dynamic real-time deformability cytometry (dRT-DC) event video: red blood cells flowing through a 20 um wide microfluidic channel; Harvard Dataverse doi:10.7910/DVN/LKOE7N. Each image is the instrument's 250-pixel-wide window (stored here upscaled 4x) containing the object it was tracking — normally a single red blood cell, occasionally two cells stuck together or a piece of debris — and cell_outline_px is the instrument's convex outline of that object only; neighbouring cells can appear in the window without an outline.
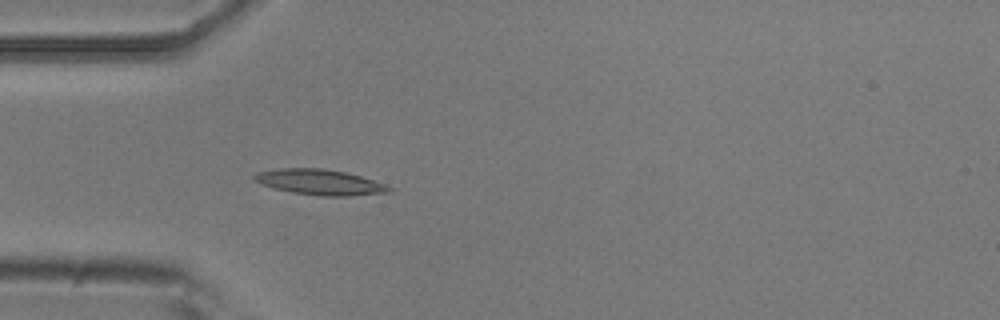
{"species": "common noctule bat (a hibernating species)", "species_latin": "Nyctalus noctula", "temperature_condition": "room temperature", "stored_images_in_passage": 37, "camera_frame_rate_fps": 3000, "um_per_image_px": 0.085, "animal": {"sex": "male", "body_mass_g": 20.5, "forearm_length_mm": 52.5}, "frame": {"image": 1, "passage_image": 1, "time_ms": 0.0, "image_size_px": [1000, 320], "cell_outline_px": [[392, 192], [348, 196], [320, 196], [292, 192], [272, 188], [260, 184], [252, 180], [252, 176], [260, 172], [280, 168], [324, 168], [344, 172], [360, 176], [388, 184], [392, 188]], "centroid_in_image_um": [27.2, 15.49], "position_along_channel_um": 57.8, "area_um2": 20.17}}
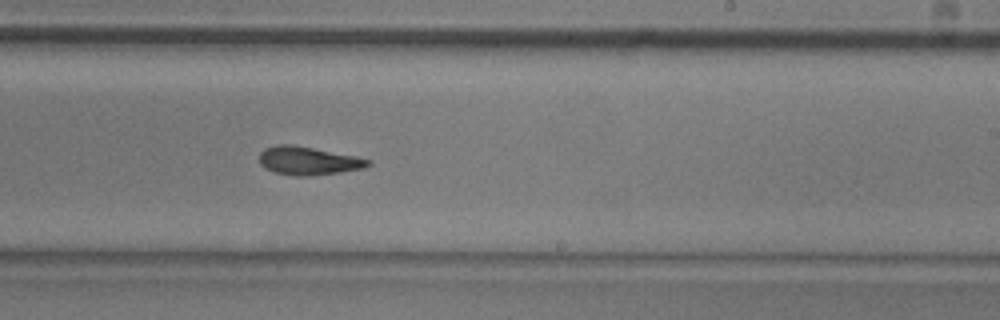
{"frame": {"image": 2, "passage_image": 17, "time_ms": 5.333, "image_size_px": [1000, 320], "cell_outline_px": [[372, 164], [364, 168], [340, 172], [308, 176], [296, 176], [276, 172], [264, 168], [260, 164], [260, 152], [264, 148], [276, 144], [292, 144], [356, 156], [372, 160]], "centroid_in_image_um": [26.21, 13.66], "position_along_channel_um": 262.8, "area_um2": 17.98}}
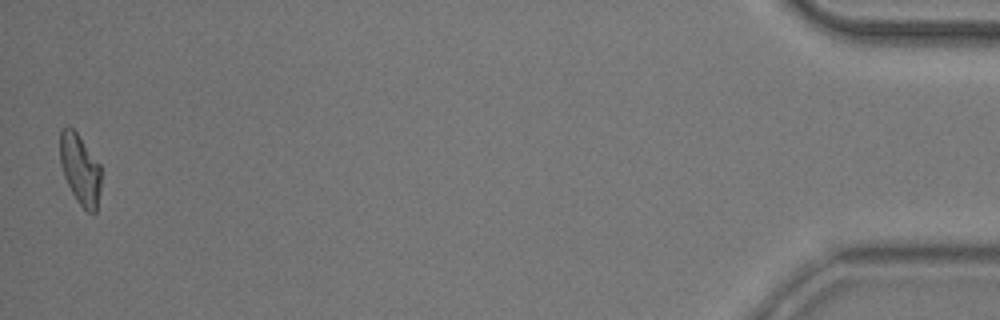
{"frame": {"image": 3, "passage_image": 37, "time_ms": 12.0, "image_size_px": [1000, 320], "cell_outline_px": [[100, 192], [96, 212], [88, 212], [76, 200], [64, 176], [60, 164], [60, 128], [72, 128], [76, 132], [100, 164]], "centroid_in_image_um": [6.8, 14.4], "position_along_channel_um": 428.4, "area_um2": 16.65}, "authors_computed_cell_mechanics": {"area_um2": 17.7446, "velocity_mm_per_s": 3.8971, "shape_relaxation_time_tau1_ms": 6.9222, "shape_relaxation_time_tau2_ms": 2.2533, "deformation_change_tau1": 0.1969, "deformation_change_tau2": 0.1036}}